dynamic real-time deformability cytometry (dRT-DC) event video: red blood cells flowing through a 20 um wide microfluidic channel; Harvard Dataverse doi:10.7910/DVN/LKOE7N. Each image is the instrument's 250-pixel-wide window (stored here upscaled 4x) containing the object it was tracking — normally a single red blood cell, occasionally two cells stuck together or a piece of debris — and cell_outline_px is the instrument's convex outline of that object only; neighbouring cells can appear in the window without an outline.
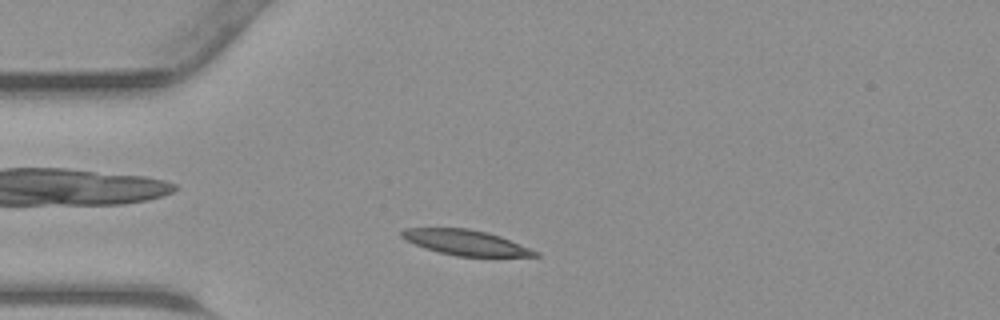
{"species": "common noctule bat (a hibernating species)", "species_latin": "Nyctalus noctula", "temperature_condition": "warm", "stored_images_in_passage": 30, "camera_frame_rate_fps": 3000, "um_per_image_px": 0.085, "animal": {"sex": "male", "body_mass_g": 23.1, "forearm_length_mm": 52.7}, "frame": {"image": 1, "passage_image": 1, "time_ms": 0.0, "image_size_px": [1000, 320], "cell_outline_px": [[540, 256], [456, 256], [424, 248], [400, 236], [400, 232], [404, 228], [468, 228], [488, 232], [500, 236], [540, 252]], "centroid_in_image_um": [39.6, 20.61], "position_along_channel_um": 45.4, "area_um2": 19.48}}
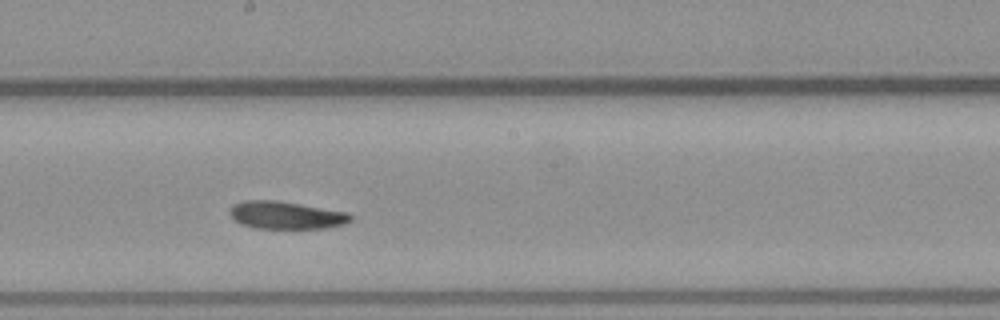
{"frame": {"image": 2, "passage_image": 14, "time_ms": 4.333, "image_size_px": [1000, 320], "cell_outline_px": [[352, 220], [344, 224], [324, 228], [252, 228], [240, 224], [228, 212], [232, 204], [244, 200], [276, 200], [348, 212], [352, 216]], "centroid_in_image_um": [24.29, 18.28], "position_along_channel_um": 223.9, "area_um2": 19.48}}
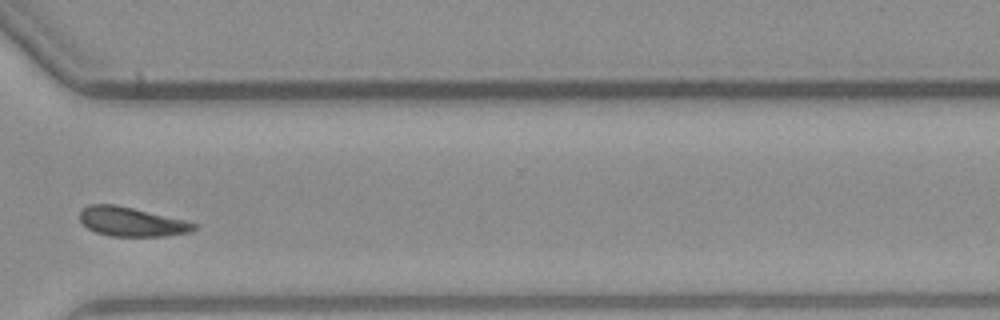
{"frame": {"image": 3, "passage_image": 23, "time_ms": 7.333, "image_size_px": [1000, 320], "cell_outline_px": [[196, 228], [192, 232], [164, 236], [112, 236], [96, 232], [88, 228], [80, 220], [80, 212], [88, 204], [116, 204], [184, 220], [196, 224]], "centroid_in_image_um": [11.17, 18.85], "position_along_channel_um": 359.4, "area_um2": 19.25}}